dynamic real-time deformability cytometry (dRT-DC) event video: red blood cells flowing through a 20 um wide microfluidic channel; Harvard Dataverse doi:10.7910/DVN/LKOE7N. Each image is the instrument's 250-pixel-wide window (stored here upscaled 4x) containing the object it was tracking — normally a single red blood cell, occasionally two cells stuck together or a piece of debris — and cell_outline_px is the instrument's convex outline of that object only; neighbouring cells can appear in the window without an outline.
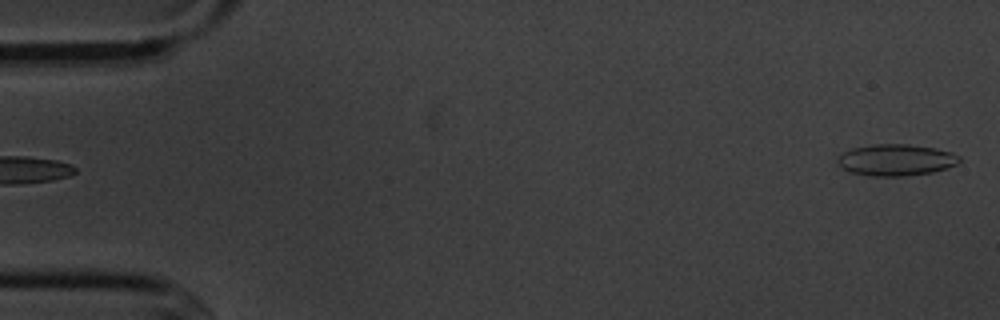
{"species": "common noctule bat (a hibernating species)", "species_latin": "Nyctalus noctula", "temperature_condition": "cold", "stored_images_in_passage": 5, "segment_of_instrument_passage": [2, 2], "camera_frame_rate_fps": 3000, "um_per_image_px": 0.085, "animal": {"sex": "male", "body_mass_g": 20.1, "forearm_length_mm": 53.5}, "frame": {"image": 1, "passage_image": 5, "time_ms": 4.667, "image_size_px": [1000, 320], "cell_outline_px": [[960, 160], [956, 164], [948, 168], [932, 172], [904, 176], [872, 176], [848, 172], [836, 160], [836, 156], [852, 148], [872, 144], [908, 144], [936, 148], [952, 152], [960, 156]], "centroid_in_image_um": [76.15, 13.59], "position_along_channel_um": 8.8, "area_um2": 22.48}}